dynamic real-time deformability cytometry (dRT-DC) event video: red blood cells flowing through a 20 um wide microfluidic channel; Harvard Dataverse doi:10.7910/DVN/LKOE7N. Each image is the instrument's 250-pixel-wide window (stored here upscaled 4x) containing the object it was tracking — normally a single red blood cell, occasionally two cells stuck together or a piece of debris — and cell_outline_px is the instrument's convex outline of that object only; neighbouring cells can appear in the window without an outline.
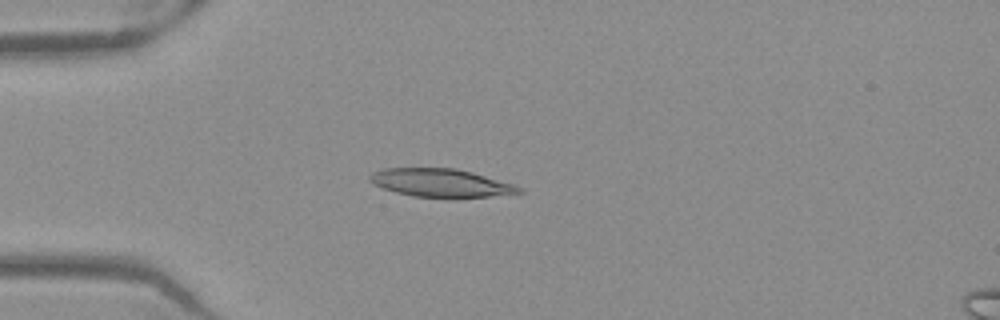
{"species": "Egyptian fruit bat (a non-hibernating species)", "species_latin": "Rousettus aegyptiacus", "temperature_condition": "warm", "stored_images_in_passage": 50, "camera_frame_rate_fps": 3000, "um_per_image_px": 0.085, "frame": {"image": 1, "passage_image": 13, "time_ms": 4.0, "image_size_px": [1000, 320], "cell_outline_px": [[524, 192], [492, 196], [412, 196], [380, 188], [368, 180], [368, 176], [372, 172], [384, 168], [456, 168], [472, 172], [512, 184], [524, 188]], "centroid_in_image_um": [37.41, 15.52], "position_along_channel_um": 47.6, "area_um2": 24.1}}
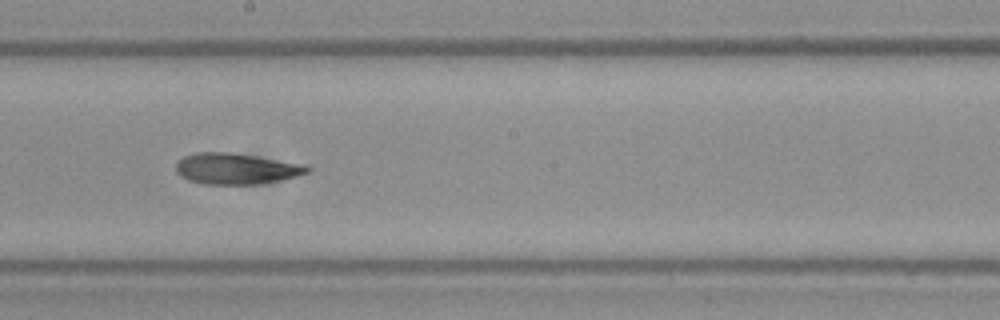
{"frame": {"image": 2, "passage_image": 28, "time_ms": 9.0, "image_size_px": [1000, 320], "cell_outline_px": [[312, 168], [308, 172], [296, 176], [260, 184], [204, 184], [188, 180], [180, 176], [176, 172], [176, 164], [184, 156], [196, 152], [232, 152], [308, 164]], "centroid_in_image_um": [20.09, 14.33], "position_along_channel_um": 228.1, "area_um2": 23.93}}
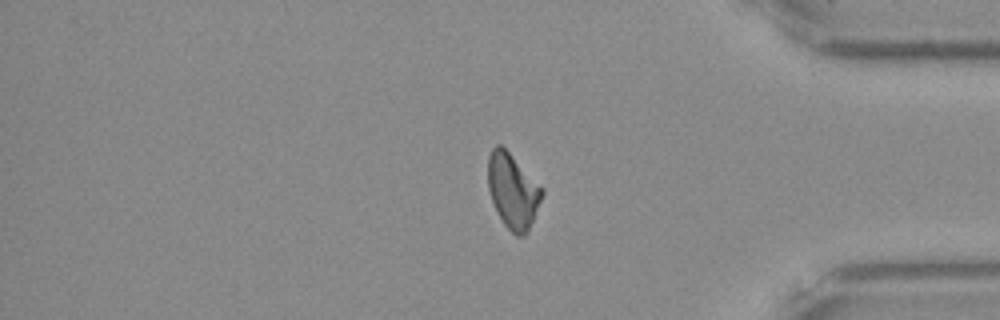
{"frame": {"image": 3, "passage_image": 42, "time_ms": 13.667, "image_size_px": [1000, 320], "cell_outline_px": [[544, 192], [528, 232], [524, 236], [516, 236], [504, 224], [492, 200], [488, 188], [488, 156], [492, 148], [496, 144], [500, 144], [544, 188]], "centroid_in_image_um": [43.59, 16.23], "position_along_channel_um": 391.6, "area_um2": 23.29}, "authors_computed_cell_mechanics": {"area_um2": 24.1026, "velocity_mm_per_s": 3.9609, "shape_relaxation_time_tau1_ms": 5.7903, "shape_relaxation_time_tau2_ms": 3.1091, "deformation_change_tau1": 0.1899, "deformation_change_tau2": 0.0959}}